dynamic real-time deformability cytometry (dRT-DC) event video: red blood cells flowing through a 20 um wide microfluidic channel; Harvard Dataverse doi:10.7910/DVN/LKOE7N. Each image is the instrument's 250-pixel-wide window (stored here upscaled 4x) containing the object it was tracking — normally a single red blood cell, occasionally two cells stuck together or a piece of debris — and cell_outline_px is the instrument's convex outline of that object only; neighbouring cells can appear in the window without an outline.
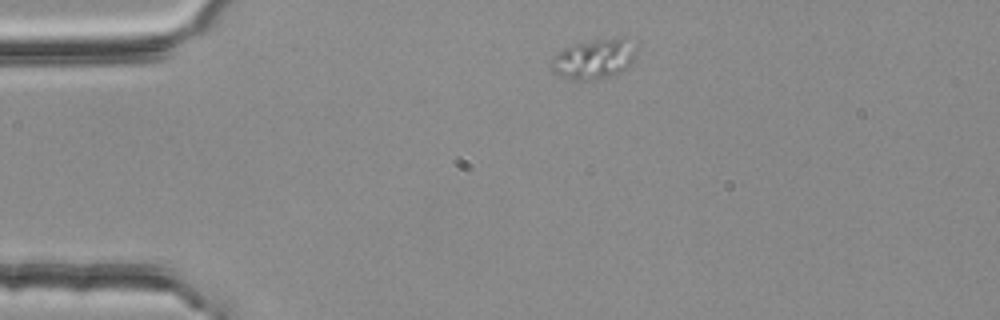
{"species": "common noctule bat (a hibernating species)", "species_latin": "Nyctalus noctula", "temperature_condition": "room temperature", "stored_images_in_passage": 2, "camera_frame_rate_fps": 3000, "um_per_image_px": 0.085, "animal": {"sex": "female", "body_mass_g": 25.1}, "frame": {"image": 1, "passage_image": 1, "time_ms": 0.0, "image_size_px": [1000, 320], "cell_outline_px": [[636, 52], [628, 68], [620, 72], [588, 80], [572, 80], [560, 76], [552, 72], [548, 64], [552, 56], [564, 48], [576, 44], [616, 36], [624, 36], [636, 48]], "centroid_in_image_um": [50.45, 5.0], "position_along_channel_um": 34.6, "area_um2": 19.83}}